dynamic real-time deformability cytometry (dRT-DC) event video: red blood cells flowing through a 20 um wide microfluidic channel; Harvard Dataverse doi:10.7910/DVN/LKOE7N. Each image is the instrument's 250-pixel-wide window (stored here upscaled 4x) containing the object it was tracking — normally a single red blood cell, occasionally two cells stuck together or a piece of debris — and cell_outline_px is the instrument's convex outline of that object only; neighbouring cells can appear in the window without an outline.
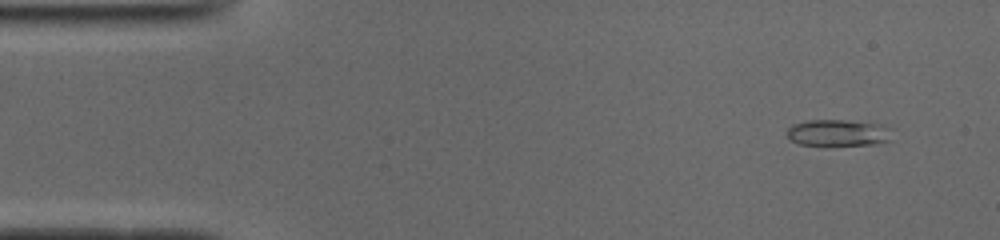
{"species": "common noctule bat (a hibernating species)", "species_latin": "Nyctalus noctula", "temperature_condition": "cold", "stored_images_in_passage": 51, "camera_frame_rate_fps": 3000, "um_per_image_px": 0.085, "animal": {"sex": "male", "body_mass_g": 19.0, "forearm_length_mm": 50.8}, "frame": {"image": 1, "passage_image": 4, "time_ms": 1.0, "image_size_px": [1000, 240], "cell_outline_px": [[896, 128], [892, 140], [876, 144], [832, 148], [824, 148], [800, 144], [792, 140], [788, 136], [788, 128], [792, 124], [808, 120], [844, 120], [880, 124]], "centroid_in_image_um": [71.34, 11.34], "position_along_channel_um": 13.7, "area_um2": 17.51}}
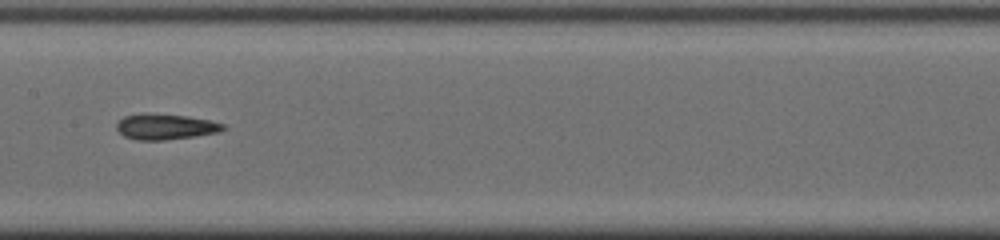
{"frame": {"image": 2, "passage_image": 25, "time_ms": 8.0, "image_size_px": [1000, 240], "cell_outline_px": [[228, 128], [216, 132], [192, 136], [164, 140], [136, 140], [124, 136], [116, 128], [116, 124], [124, 116], [188, 116], [208, 120], [224, 124]], "centroid_in_image_um": [14.09, 10.81], "position_along_channel_um": 193.3, "area_um2": 14.97}}
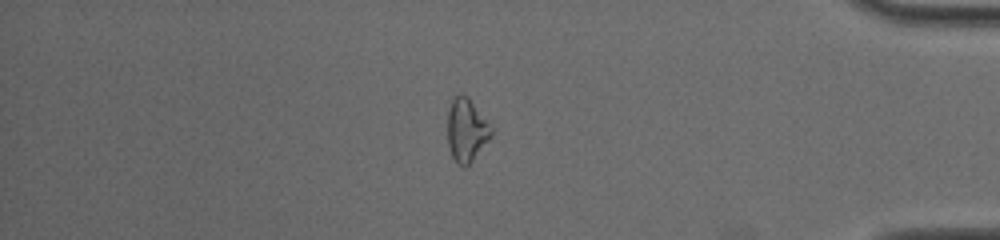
{"frame": {"image": 3, "passage_image": 43, "time_ms": 14.0, "image_size_px": [1000, 240], "cell_outline_px": [[492, 136], [472, 160], [464, 168], [456, 164], [452, 156], [448, 144], [448, 112], [452, 100], [460, 92], [468, 96], [492, 124]], "centroid_in_image_um": [39.67, 11.03], "position_along_channel_um": 395.5, "area_um2": 16.3}, "authors_computed_cell_mechanics": {"area_um2": 15.7216, "velocity_mm_per_s": 3.954, "shape_relaxation_time_tau1_ms": 5.0944, "shape_relaxation_time_tau2_ms": 3.5101, "deformation_change_tau1": 0.1687, "deformation_change_tau2": 0.1448}}